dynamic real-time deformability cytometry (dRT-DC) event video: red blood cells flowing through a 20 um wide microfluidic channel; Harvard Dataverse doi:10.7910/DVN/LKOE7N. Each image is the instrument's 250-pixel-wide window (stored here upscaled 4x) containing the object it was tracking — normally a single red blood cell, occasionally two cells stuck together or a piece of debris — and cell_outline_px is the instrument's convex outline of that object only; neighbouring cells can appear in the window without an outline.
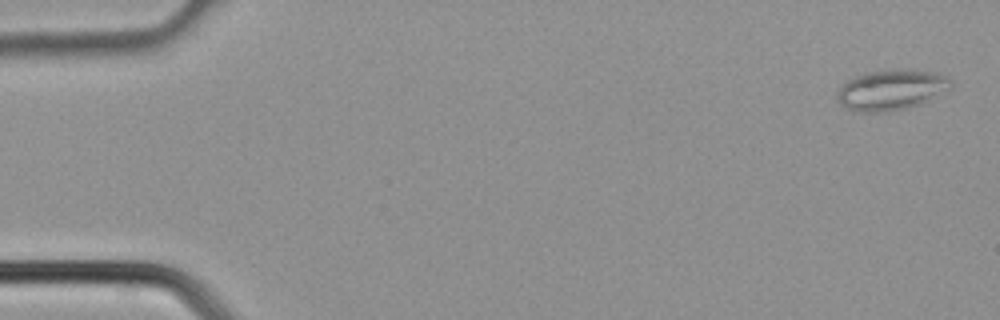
{"species": "common noctule bat (a hibernating species)", "species_latin": "Nyctalus noctula", "temperature_condition": "cold", "stored_images_in_passage": 2, "camera_frame_rate_fps": 3000, "um_per_image_px": 0.085, "animal": {"sex": "male", "body_mass_g": 21.5, "forearm_length_mm": 52.0}, "frame": {"image": 1, "passage_image": 2, "time_ms": 0.333, "image_size_px": [1000, 320], "cell_outline_px": [[952, 88], [920, 104], [908, 108], [888, 112], [860, 112], [844, 108], [840, 104], [836, 96], [836, 92], [840, 84], [864, 72], [900, 68], [908, 68], [940, 72], [948, 76], [952, 80]], "centroid_in_image_um": [75.77, 7.61], "position_along_channel_um": 9.2, "area_um2": 27.69}}